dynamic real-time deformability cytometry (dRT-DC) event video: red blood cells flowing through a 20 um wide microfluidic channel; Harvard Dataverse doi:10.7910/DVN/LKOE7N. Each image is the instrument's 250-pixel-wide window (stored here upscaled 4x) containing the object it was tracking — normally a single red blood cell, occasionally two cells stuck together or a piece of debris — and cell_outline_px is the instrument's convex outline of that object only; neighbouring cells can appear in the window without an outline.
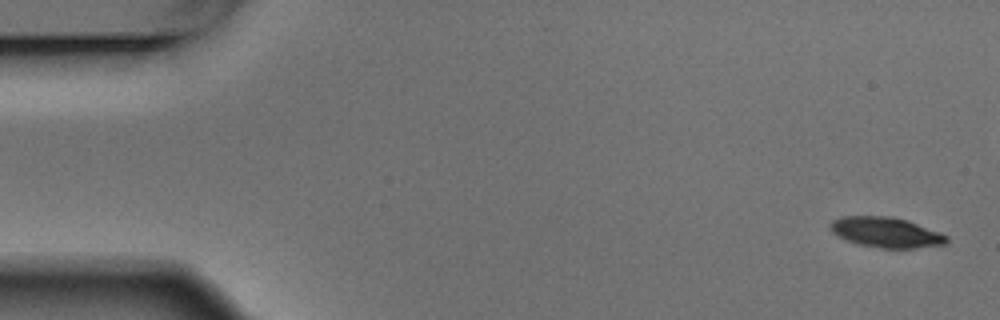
{"species": "Egyptian fruit bat (a non-hibernating species)", "species_latin": "Rousettus aegyptiacus", "temperature_condition": "warm", "stored_images_in_passage": 5, "camera_frame_rate_fps": 3000, "um_per_image_px": 0.085, "animal": {"sex": "male"}, "frame": {"image": 1, "passage_image": 1, "time_ms": 0.0, "image_size_px": [1000, 320], "cell_outline_px": [[948, 240], [944, 244], [916, 248], [880, 248], [860, 244], [848, 240], [832, 232], [828, 224], [832, 220], [840, 216], [892, 216], [940, 232], [948, 236]], "centroid_in_image_um": [75.29, 19.74], "position_along_channel_um": 9.7, "area_um2": 20.29}}